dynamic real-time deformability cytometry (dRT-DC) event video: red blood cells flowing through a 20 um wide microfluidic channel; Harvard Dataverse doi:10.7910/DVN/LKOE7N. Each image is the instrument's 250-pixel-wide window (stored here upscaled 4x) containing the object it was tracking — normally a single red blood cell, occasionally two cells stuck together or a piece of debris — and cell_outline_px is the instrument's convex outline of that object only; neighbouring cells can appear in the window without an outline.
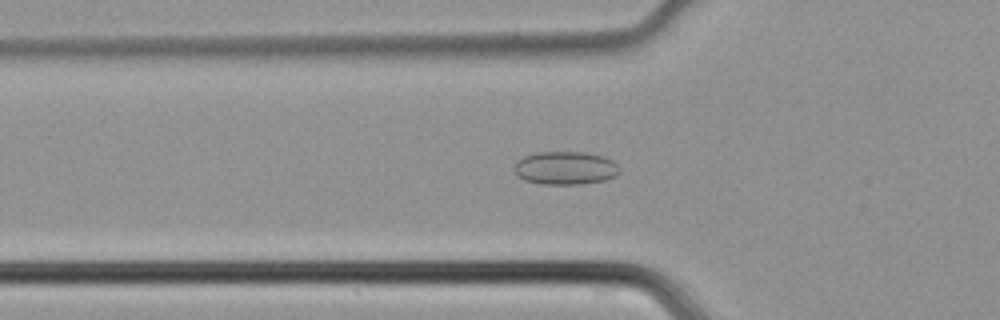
{"species": "common noctule bat (a hibernating species)", "species_latin": "Nyctalus noctula", "temperature_condition": "cold", "stored_images_in_passage": 42, "camera_frame_rate_fps": 3000, "um_per_image_px": 0.085, "animal": {"sex": "male", "body_mass_g": 21.5, "forearm_length_mm": 52.0}, "frame": {"image": 1, "passage_image": 12, "time_ms": 3.667, "image_size_px": [1000, 320], "cell_outline_px": [[620, 172], [616, 176], [604, 180], [580, 184], [540, 184], [524, 180], [516, 176], [516, 160], [524, 156], [536, 152], [584, 152], [600, 156], [612, 160], [620, 168]], "centroid_in_image_um": [48.04, 14.28], "position_along_channel_um": 77.8, "area_um2": 20.35}}
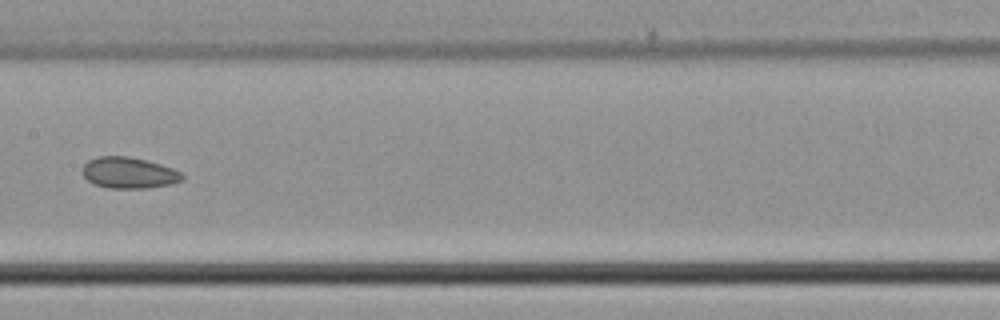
{"frame": {"image": 2, "passage_image": 20, "time_ms": 6.333, "image_size_px": [1000, 320], "cell_outline_px": [[184, 180], [172, 184], [148, 188], [108, 188], [96, 184], [88, 180], [84, 176], [84, 164], [88, 160], [96, 156], [128, 156], [148, 160], [172, 168], [180, 172], [184, 176]], "centroid_in_image_um": [10.99, 14.68], "position_along_channel_um": 196.4, "area_um2": 18.15}}
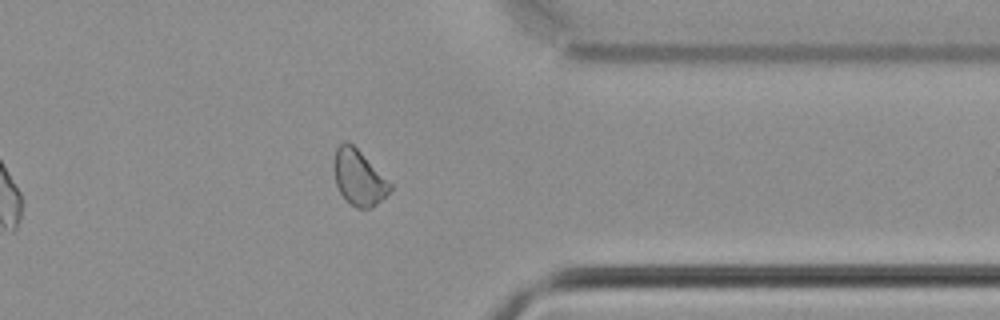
{"frame": {"image": 3, "passage_image": 33, "time_ms": 10.667, "image_size_px": [1000, 320], "cell_outline_px": [[392, 188], [372, 208], [356, 208], [340, 192], [336, 184], [332, 168], [332, 160], [336, 148], [344, 140], [348, 140], [392, 184]], "centroid_in_image_um": [30.45, 15.06], "position_along_channel_um": 381.0, "area_um2": 17.98}}